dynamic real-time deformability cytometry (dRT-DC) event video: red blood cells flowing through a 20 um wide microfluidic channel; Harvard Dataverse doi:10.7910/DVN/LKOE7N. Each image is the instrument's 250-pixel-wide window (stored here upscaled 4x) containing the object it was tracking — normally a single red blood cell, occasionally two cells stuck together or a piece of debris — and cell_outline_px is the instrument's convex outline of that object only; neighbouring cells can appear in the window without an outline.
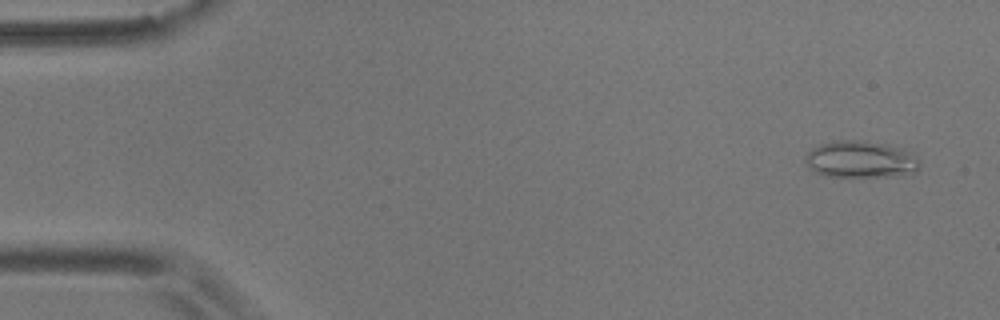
{"species": "common noctule bat (a hibernating species)", "species_latin": "Nyctalus noctula", "temperature_condition": "room temperature", "stored_images_in_passage": 31, "camera_frame_rate_fps": 3000, "um_per_image_px": 0.085, "animal": {"sex": "male", "body_mass_g": 17.9}, "frame": {"image": 1, "passage_image": 3, "time_ms": 0.667, "image_size_px": [1000, 320], "cell_outline_px": [[920, 164], [916, 172], [904, 176], [824, 176], [808, 168], [804, 160], [808, 152], [812, 148], [820, 144], [836, 140], [856, 140], [884, 144], [904, 148], [912, 152], [920, 160]], "centroid_in_image_um": [73.18, 13.55], "position_along_channel_um": 11.8, "area_um2": 24.85}}
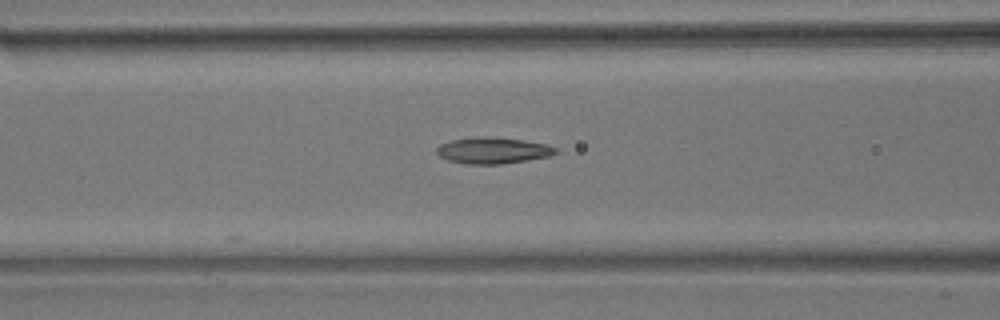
{"frame": {"image": 2, "passage_image": 22, "time_ms": 7.0, "image_size_px": [1000, 320], "cell_outline_px": [[560, 152], [548, 156], [504, 164], [468, 164], [448, 160], [440, 156], [436, 152], [436, 148], [440, 144], [452, 140], [472, 136], [484, 136], [524, 140], [544, 144], [560, 148]], "centroid_in_image_um": [41.91, 12.78], "position_along_channel_um": 124.7, "area_um2": 18.32}}
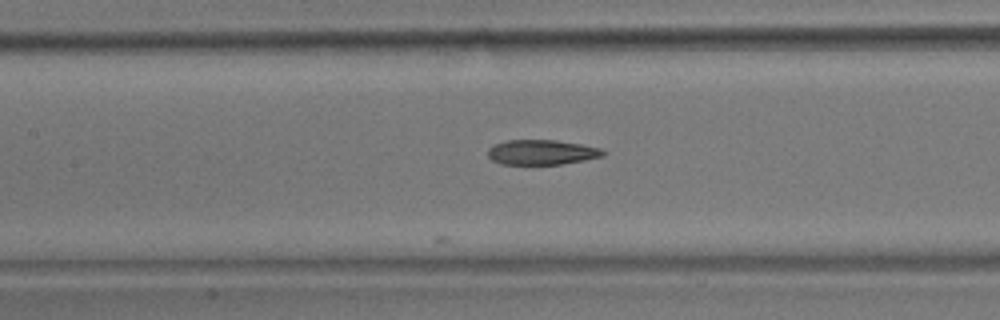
{"frame": {"image": 3, "passage_image": 25, "time_ms": 8.0, "image_size_px": [1000, 320], "cell_outline_px": [[604, 156], [584, 160], [560, 164], [500, 164], [492, 160], [488, 156], [488, 148], [492, 144], [508, 140], [556, 140], [580, 144], [600, 148], [604, 152]], "centroid_in_image_um": [46.0, 12.94], "position_along_channel_um": 161.4, "area_um2": 16.7}}